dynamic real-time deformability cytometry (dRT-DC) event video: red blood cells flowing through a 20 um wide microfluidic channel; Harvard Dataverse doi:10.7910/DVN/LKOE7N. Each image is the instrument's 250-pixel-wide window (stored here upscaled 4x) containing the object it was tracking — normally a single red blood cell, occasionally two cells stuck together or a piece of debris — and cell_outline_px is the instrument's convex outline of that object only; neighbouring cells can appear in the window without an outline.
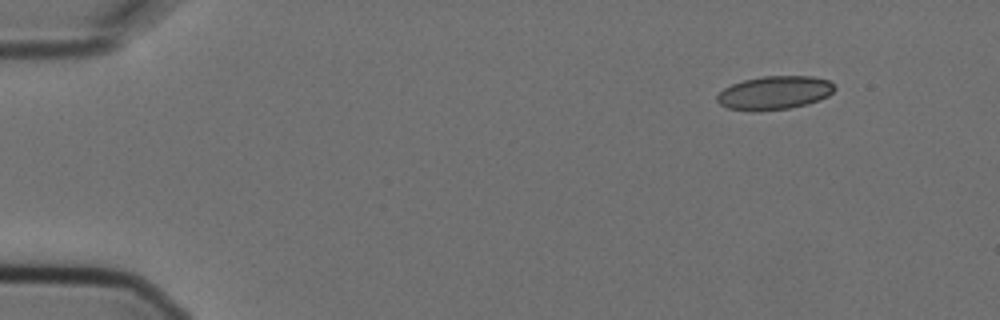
{"species": "Egyptian fruit bat (a non-hibernating species)", "species_latin": "Rousettus aegyptiacus", "temperature_condition": "cold", "stored_images_in_passage": 4, "camera_frame_rate_fps": 3000, "um_per_image_px": 0.085, "animal": {"sex": "female"}, "frame": {"image": 1, "passage_image": 1, "time_ms": 0.0, "image_size_px": [1000, 320], "cell_outline_px": [[836, 88], [828, 96], [820, 100], [808, 104], [788, 108], [752, 112], [728, 108], [720, 104], [716, 100], [716, 96], [724, 88], [732, 84], [744, 80], [764, 76], [812, 76], [828, 80]], "centroid_in_image_um": [65.82, 7.89], "position_along_channel_um": 19.2, "area_um2": 23.0}}
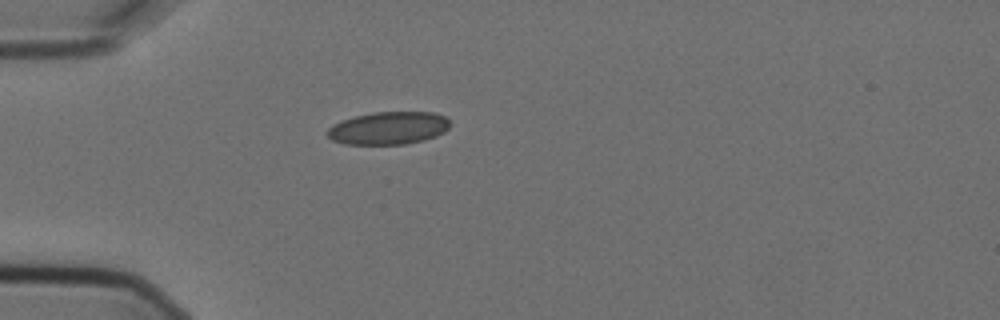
{"frame": {"image": 2, "passage_image": 4, "time_ms": 1.0, "image_size_px": [1000, 320], "cell_outline_px": [[448, 128], [444, 132], [436, 136], [424, 140], [404, 144], [344, 144], [332, 140], [324, 132], [332, 124], [356, 116], [376, 112], [432, 112], [444, 116], [448, 120]], "centroid_in_image_um": [32.99, 10.89], "position_along_channel_um": 52.0, "area_um2": 23.29}}